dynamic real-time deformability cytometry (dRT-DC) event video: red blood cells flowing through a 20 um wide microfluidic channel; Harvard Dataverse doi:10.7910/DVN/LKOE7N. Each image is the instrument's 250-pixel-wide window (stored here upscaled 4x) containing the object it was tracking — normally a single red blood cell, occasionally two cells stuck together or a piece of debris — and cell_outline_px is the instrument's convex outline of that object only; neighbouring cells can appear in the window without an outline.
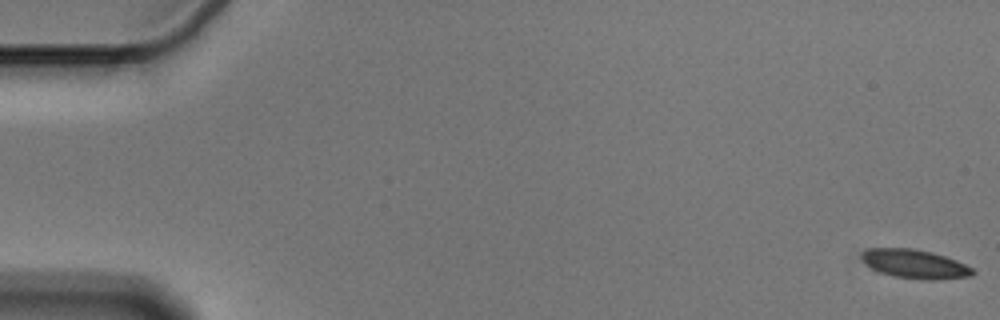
{"species": "Egyptian fruit bat (a non-hibernating species)", "species_latin": "Rousettus aegyptiacus", "temperature_condition": "cold", "stored_images_in_passage": 57, "camera_frame_rate_fps": 3000, "um_per_image_px": 0.085, "animal": {"sex": "male"}, "frame": {"image": 1, "passage_image": 1, "time_ms": 0.0, "image_size_px": [1000, 320], "cell_outline_px": [[976, 272], [972, 276], [932, 280], [928, 280], [892, 276], [880, 272], [864, 264], [860, 260], [860, 252], [868, 248], [912, 248], [932, 252], [956, 260], [972, 268]], "centroid_in_image_um": [77.71, 22.43], "position_along_channel_um": 7.3, "area_um2": 18.84}}
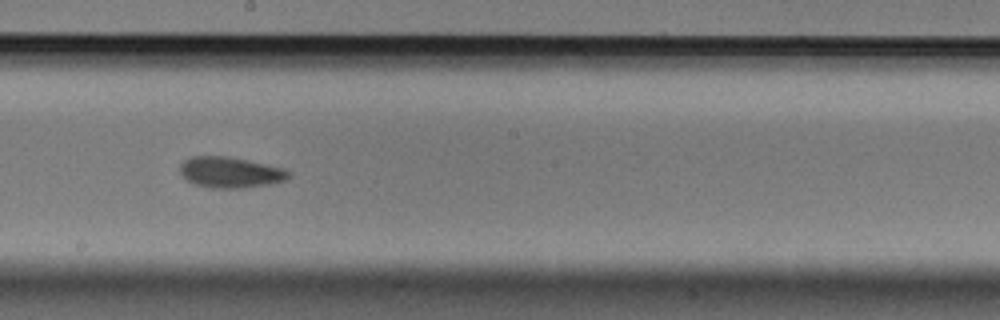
{"frame": {"image": 2, "passage_image": 32, "time_ms": 10.333, "image_size_px": [1000, 320], "cell_outline_px": [[292, 176], [288, 180], [272, 184], [244, 188], [212, 188], [196, 184], [188, 180], [180, 172], [180, 164], [184, 160], [192, 156], [228, 156], [248, 160], [284, 168], [292, 172]], "centroid_in_image_um": [19.65, 14.65], "position_along_channel_um": 228.5, "area_um2": 19.77}}
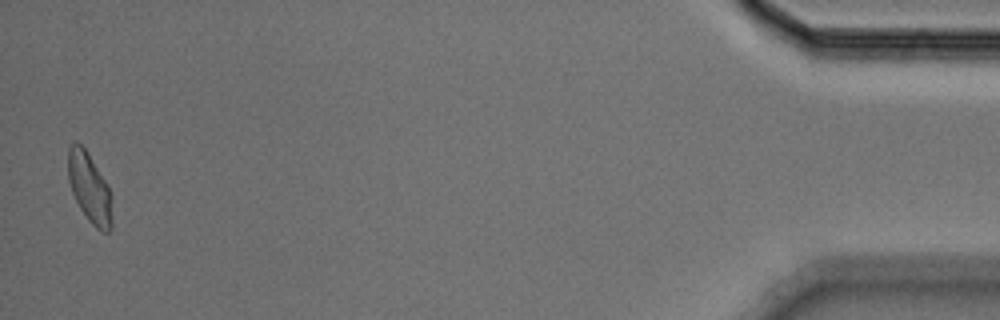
{"frame": {"image": 3, "passage_image": 56, "time_ms": 18.333, "image_size_px": [1000, 320], "cell_outline_px": [[112, 228], [108, 232], [104, 232], [96, 228], [88, 220], [80, 208], [72, 192], [68, 180], [68, 148], [76, 140], [88, 152], [104, 180], [112, 196]], "centroid_in_image_um": [7.61, 15.99], "position_along_channel_um": 427.6, "area_um2": 17.86}, "authors_computed_cell_mechanics": {"area_um2": 18.8428, "velocity_mm_per_s": 3.5731, "shape_relaxation_time_tau1_ms": 9.2995, "shape_relaxation_time_tau2_ms": 3.6095, "deformation_change_tau1": 0.1766, "deformation_change_tau2": 0.0831}}